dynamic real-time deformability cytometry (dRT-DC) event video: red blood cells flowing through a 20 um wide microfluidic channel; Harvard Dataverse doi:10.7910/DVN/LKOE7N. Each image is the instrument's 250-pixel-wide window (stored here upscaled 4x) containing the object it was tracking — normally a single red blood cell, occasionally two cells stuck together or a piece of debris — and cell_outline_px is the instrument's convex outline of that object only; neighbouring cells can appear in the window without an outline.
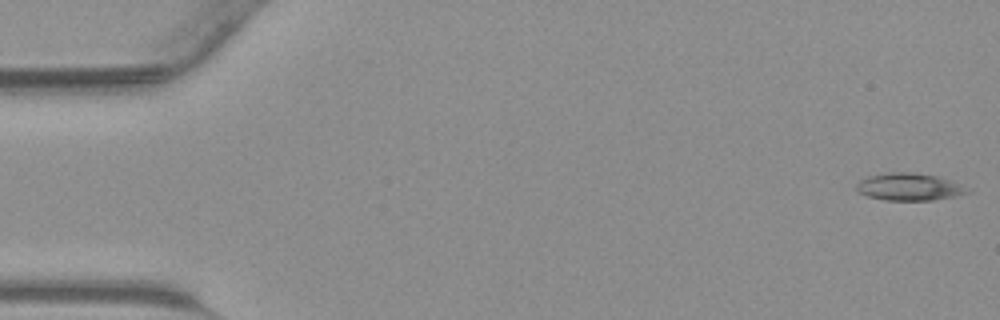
{"species": "common noctule bat (a hibernating species)", "species_latin": "Nyctalus noctula", "temperature_condition": "warm", "stored_images_in_passage": 44, "camera_frame_rate_fps": 3000, "um_per_image_px": 0.085, "animal": {"sex": "male", "body_mass_g": 23.1, "forearm_length_mm": 52.7}, "frame": {"image": 1, "passage_image": 1, "time_ms": 0.0, "image_size_px": [1000, 320], "cell_outline_px": [[972, 192], [956, 196], [932, 200], [884, 200], [868, 196], [860, 192], [856, 188], [856, 184], [860, 180], [868, 176], [888, 172], [912, 172], [936, 176], [952, 180], [972, 188]], "centroid_in_image_um": [77.36, 15.88], "position_along_channel_um": 7.6, "area_um2": 17.86}}
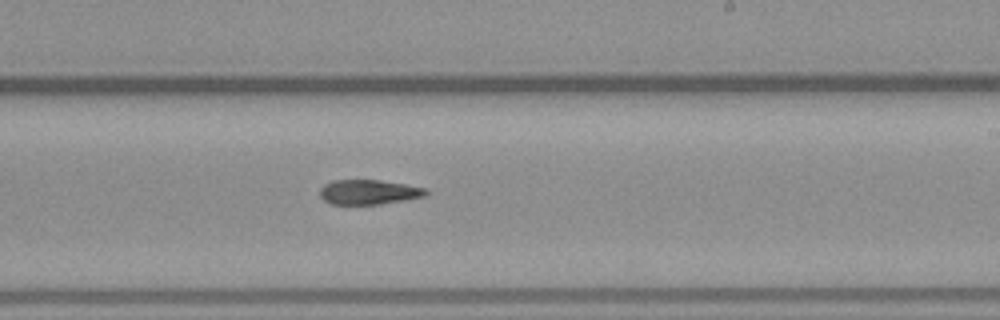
{"frame": {"image": 2, "passage_image": 26, "time_ms": 8.333, "image_size_px": [1000, 320], "cell_outline_px": [[428, 192], [424, 196], [404, 200], [380, 204], [332, 204], [324, 200], [320, 196], [320, 188], [324, 184], [332, 180], [380, 180], [428, 188]], "centroid_in_image_um": [31.33, 16.32], "position_along_channel_um": 257.7, "area_um2": 15.26}}
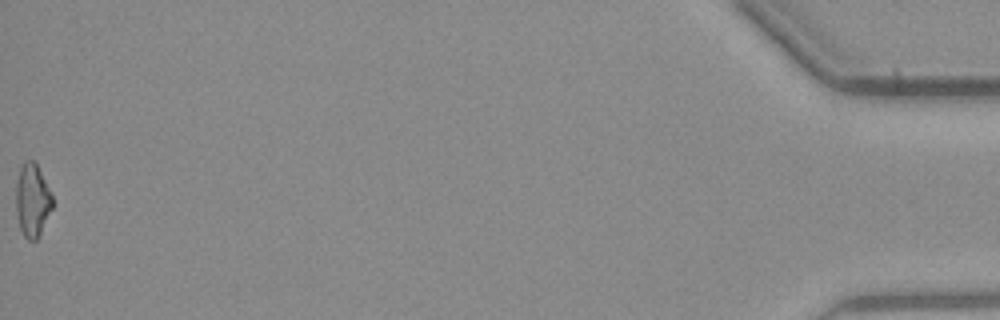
{"frame": {"image": 3, "passage_image": 44, "time_ms": 14.333, "image_size_px": [1000, 320], "cell_outline_px": [[56, 204], [36, 240], [28, 240], [24, 236], [20, 228], [16, 216], [16, 184], [20, 168], [24, 160], [32, 160], [36, 164], [52, 192]], "centroid_in_image_um": [2.78, 17.03], "position_along_channel_um": 432.4, "area_um2": 15.9}}